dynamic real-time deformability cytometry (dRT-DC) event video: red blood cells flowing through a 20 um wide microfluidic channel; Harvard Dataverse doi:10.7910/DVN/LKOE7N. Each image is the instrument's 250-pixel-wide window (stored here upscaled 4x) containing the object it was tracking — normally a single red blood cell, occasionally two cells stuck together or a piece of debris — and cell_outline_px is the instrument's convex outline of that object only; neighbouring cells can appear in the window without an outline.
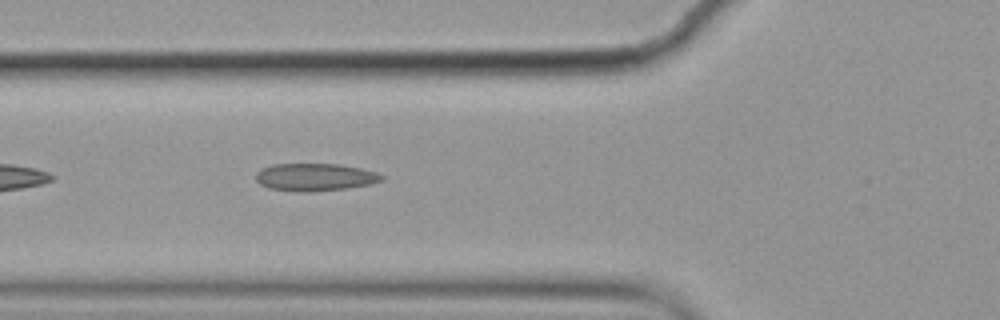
{"species": "common noctule bat (a hibernating species)", "species_latin": "Nyctalus noctula", "temperature_condition": "cold", "stored_images_in_passage": 5, "camera_frame_rate_fps": 3000, "um_per_image_px": 0.085, "animal": {"sex": "female", "body_mass_g": 19.9}, "frame": {"image": 1, "passage_image": 5, "time_ms": 1.333, "image_size_px": [1000, 320], "cell_outline_px": [[384, 180], [368, 184], [348, 188], [308, 192], [296, 192], [268, 188], [260, 184], [256, 180], [256, 172], [260, 168], [272, 164], [340, 164], [360, 168], [376, 172], [384, 176]], "centroid_in_image_um": [26.74, 15.05], "position_along_channel_um": 99.1, "area_um2": 20.35}}